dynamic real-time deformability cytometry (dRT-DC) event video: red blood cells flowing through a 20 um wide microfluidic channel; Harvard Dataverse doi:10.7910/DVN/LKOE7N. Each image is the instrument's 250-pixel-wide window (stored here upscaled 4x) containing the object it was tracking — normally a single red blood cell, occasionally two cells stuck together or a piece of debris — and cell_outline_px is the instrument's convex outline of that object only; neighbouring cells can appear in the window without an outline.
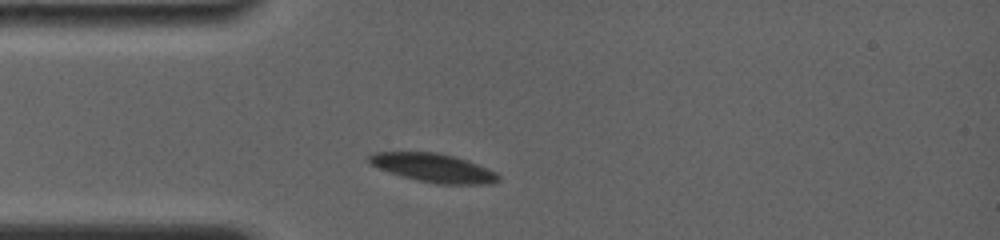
{"species": "common noctule bat (a hibernating species)", "species_latin": "Nyctalus noctula", "temperature_condition": "room temperature", "stored_images_in_passage": 7, "camera_frame_rate_fps": 4000, "um_per_image_px": 0.085, "animal": {"sex": "female", "body_mass_g": 19.0, "forearm_length_mm": 56.7}, "frame": {"image": 1, "passage_image": 3, "time_ms": 1.75, "image_size_px": [1000, 240], "cell_outline_px": [[500, 180], [488, 184], [436, 184], [404, 176], [368, 164], [368, 156], [376, 152], [436, 152], [468, 160], [496, 172], [500, 176]], "centroid_in_image_um": [36.87, 14.26], "position_along_channel_um": 48.1, "area_um2": 21.27}}
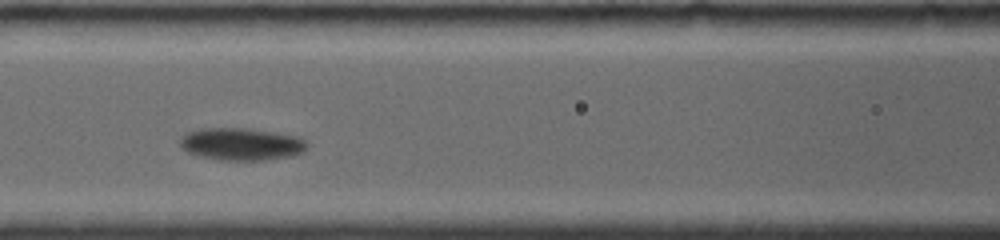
{"frame": {"image": 2, "passage_image": 6, "time_ms": 4.75, "image_size_px": [1000, 240], "cell_outline_px": [[308, 148], [304, 152], [292, 156], [268, 160], [220, 160], [188, 152], [180, 144], [180, 140], [188, 132], [200, 128], [248, 128], [276, 132], [300, 136], [308, 144]], "centroid_in_image_um": [20.61, 12.24], "position_along_channel_um": 146.0, "area_um2": 24.04}}
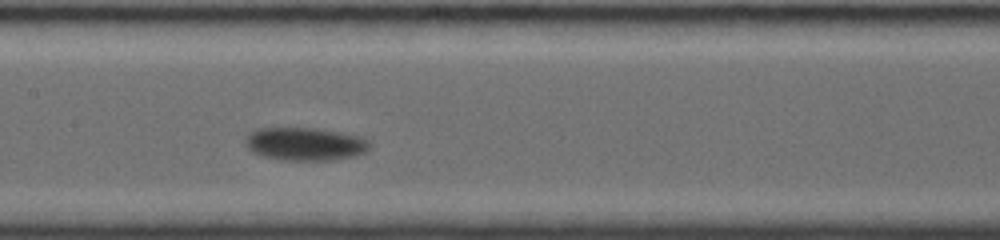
{"frame": {"image": 3, "passage_image": 7, "time_ms": 5.75, "image_size_px": [1000, 240], "cell_outline_px": [[372, 144], [364, 152], [352, 156], [332, 160], [280, 160], [264, 156], [252, 152], [248, 148], [244, 140], [252, 132], [260, 128], [316, 128], [340, 132], [356, 136], [368, 140]], "centroid_in_image_um": [25.92, 12.24], "position_along_channel_um": 181.5, "area_um2": 23.7}}